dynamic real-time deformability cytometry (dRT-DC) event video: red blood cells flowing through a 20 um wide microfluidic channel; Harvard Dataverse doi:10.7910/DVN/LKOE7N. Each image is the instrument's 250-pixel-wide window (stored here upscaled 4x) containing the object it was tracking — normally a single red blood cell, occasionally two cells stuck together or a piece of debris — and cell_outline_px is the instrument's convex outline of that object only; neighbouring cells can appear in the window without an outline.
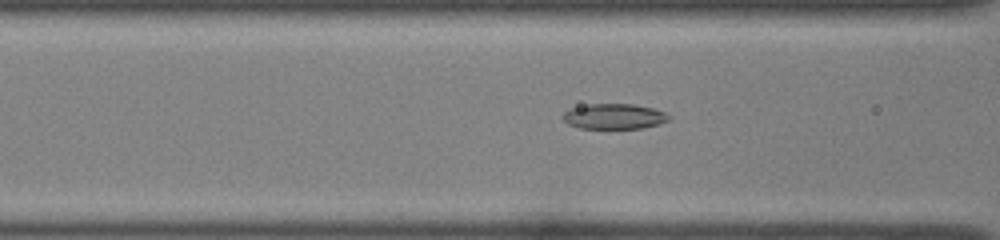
{"species": "common noctule bat (a hibernating species)", "species_latin": "Nyctalus noctula", "temperature_condition": "room temperature", "stored_images_in_passage": 27, "camera_frame_rate_fps": 3000, "um_per_image_px": 0.085, "animal": {"sex": "female", "body_mass_g": 22.0, "forearm_length_mm": 56.7}, "frame": {"image": 1, "passage_image": 4, "time_ms": 1.0, "image_size_px": [1000, 240], "cell_outline_px": [[672, 116], [668, 120], [660, 124], [640, 128], [580, 128], [568, 124], [560, 116], [568, 108], [588, 104], [632, 104], [652, 108], [664, 112]], "centroid_in_image_um": [52.17, 9.89], "position_along_channel_um": 114.4, "area_um2": 15.72}}
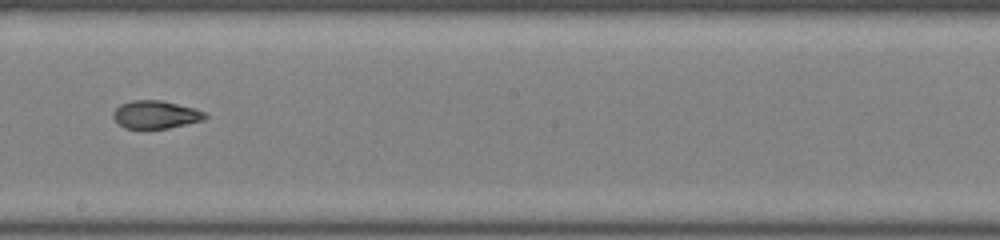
{"frame": {"image": 2, "passage_image": 13, "time_ms": 4.0, "image_size_px": [1000, 240], "cell_outline_px": [[208, 116], [200, 120], [168, 128], [124, 128], [112, 116], [116, 108], [120, 104], [132, 100], [160, 100], [196, 108], [204, 112]], "centroid_in_image_um": [13.21, 9.72], "position_along_channel_um": 235.0, "area_um2": 14.68}}
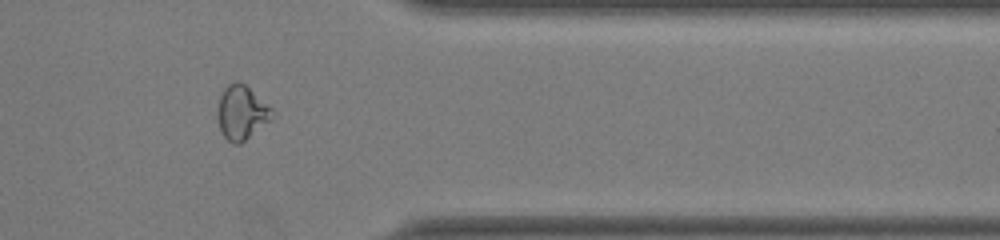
{"frame": {"image": 3, "passage_image": 25, "time_ms": 8.0, "image_size_px": [1000, 240], "cell_outline_px": [[276, 116], [240, 144], [232, 144], [220, 132], [216, 116], [216, 108], [220, 96], [224, 88], [228, 84], [236, 80], [244, 84], [272, 108]], "centroid_in_image_um": [20.51, 9.58], "position_along_channel_um": 390.9, "area_um2": 17.46}, "authors_computed_cell_mechanics": {"area_um2": 15.2592, "velocity_mm_per_s": 4.027, "shape_relaxation_time_tau1_ms": null, "shape_relaxation_time_tau2_ms": 1.2246, "deformation_change_tau1": null, "deformation_change_tau2": 0.0617}}